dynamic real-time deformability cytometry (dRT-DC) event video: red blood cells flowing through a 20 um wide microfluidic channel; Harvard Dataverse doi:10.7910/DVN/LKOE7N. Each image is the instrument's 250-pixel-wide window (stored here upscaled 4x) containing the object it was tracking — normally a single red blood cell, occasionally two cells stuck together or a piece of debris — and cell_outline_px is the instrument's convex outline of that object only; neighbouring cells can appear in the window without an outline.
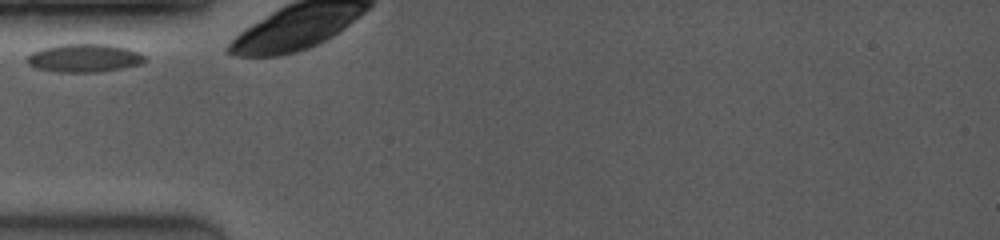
{"species": "common noctule bat (a hibernating species)", "species_latin": "Nyctalus noctula", "temperature_condition": "room temperature", "stored_images_in_passage": 27, "camera_frame_rate_fps": 4000, "um_per_image_px": 0.085, "animal": {"sex": "female", "body_mass_g": 19.0, "forearm_length_mm": 53.3}, "frame": {"image": 1, "passage_image": 1, "time_ms": 0.0, "image_size_px": [1000, 240], "cell_outline_px": [[144, 60], [140, 64], [120, 68], [96, 72], [60, 72], [36, 68], [28, 64], [28, 56], [32, 52], [40, 48], [60, 44], [108, 44], [128, 48], [140, 52], [144, 56]], "centroid_in_image_um": [7.14, 4.92], "position_along_channel_um": 77.9, "area_um2": 19.25}}